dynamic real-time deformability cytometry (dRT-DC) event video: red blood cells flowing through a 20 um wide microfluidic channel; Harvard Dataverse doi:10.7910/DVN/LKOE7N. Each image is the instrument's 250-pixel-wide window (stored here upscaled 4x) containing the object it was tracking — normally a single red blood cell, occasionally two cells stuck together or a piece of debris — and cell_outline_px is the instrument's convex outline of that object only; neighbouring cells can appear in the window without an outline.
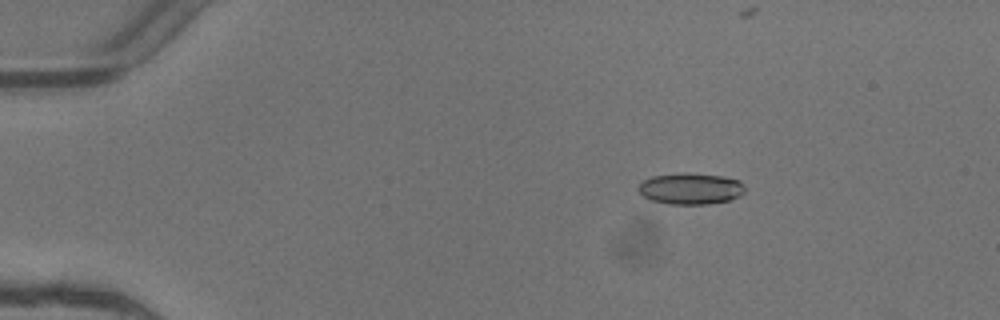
{"species": "common noctule bat (a hibernating species)", "species_latin": "Nyctalus noctula", "temperature_condition": "warm", "stored_images_in_passage": 5, "camera_frame_rate_fps": 3000, "um_per_image_px": 0.085, "animal": {"sex": "female"}, "frame": {"image": 1, "passage_image": 3, "time_ms": 0.667, "image_size_px": [1000, 320], "cell_outline_px": [[744, 192], [740, 196], [728, 200], [708, 204], [668, 204], [652, 200], [644, 196], [636, 188], [644, 180], [652, 176], [724, 176], [740, 180], [744, 184]], "centroid_in_image_um": [58.74, 16.09], "position_along_channel_um": 26.3, "area_um2": 18.5}}